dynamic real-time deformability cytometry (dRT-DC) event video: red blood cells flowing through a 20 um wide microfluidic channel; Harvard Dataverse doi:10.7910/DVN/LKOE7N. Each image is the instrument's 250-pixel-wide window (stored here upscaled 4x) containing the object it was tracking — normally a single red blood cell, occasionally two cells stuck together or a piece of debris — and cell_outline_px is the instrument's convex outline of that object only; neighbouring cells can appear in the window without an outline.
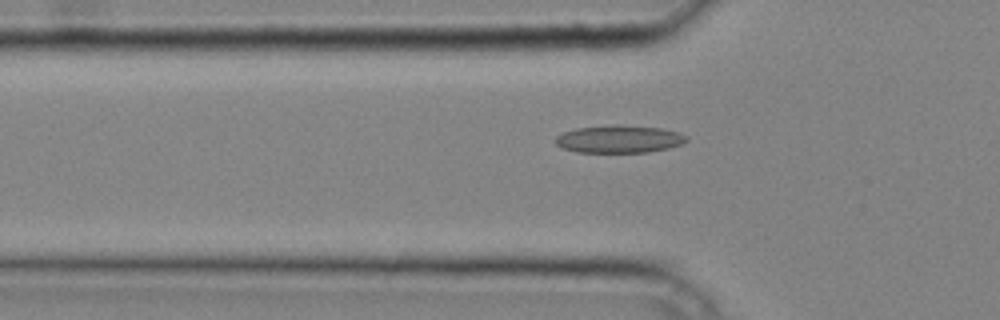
{"species": "common noctule bat (a hibernating species)", "species_latin": "Nyctalus noctula", "temperature_condition": "cold", "stored_images_in_passage": 29, "camera_frame_rate_fps": 3000, "um_per_image_px": 0.085, "animal": {"sex": "male", "body_mass_g": 20.4}, "frame": {"image": 1, "passage_image": 4, "time_ms": 1.0, "image_size_px": [1000, 320], "cell_outline_px": [[688, 140], [680, 144], [668, 148], [648, 152], [576, 152], [560, 148], [556, 144], [556, 136], [564, 132], [576, 128], [616, 124], [620, 124], [660, 128], [680, 132], [688, 136]], "centroid_in_image_um": [52.63, 11.81], "position_along_channel_um": 73.2, "area_um2": 21.21}}
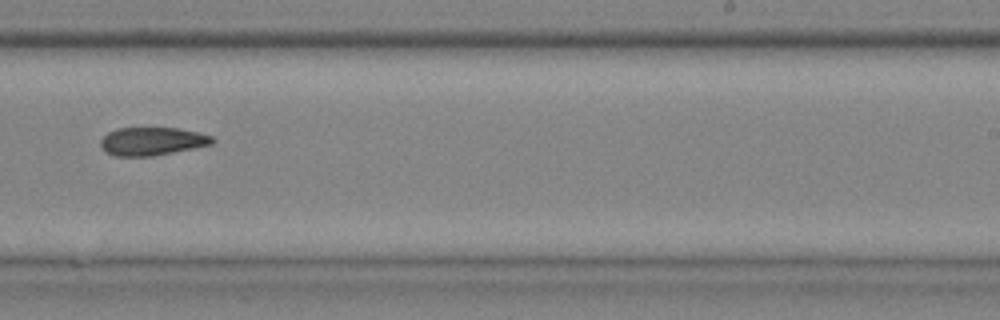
{"frame": {"image": 2, "passage_image": 17, "time_ms": 5.333, "image_size_px": [1000, 320], "cell_outline_px": [[216, 140], [212, 144], [152, 156], [112, 156], [104, 152], [100, 148], [100, 140], [108, 132], [116, 128], [176, 128], [196, 132], [212, 136]], "centroid_in_image_um": [12.86, 12.01], "position_along_channel_um": 276.1, "area_um2": 18.32}}
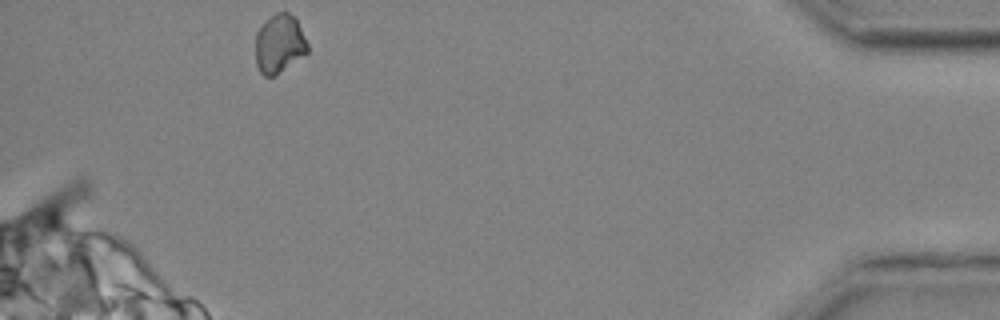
{"frame": {"image": 3, "passage_image": 29, "time_ms": 9.333, "image_size_px": [1000, 320], "cell_outline_px": [[308, 52], [272, 76], [264, 76], [260, 72], [256, 64], [256, 32], [276, 12], [288, 12], [296, 16], [308, 44]], "centroid_in_image_um": [23.76, 3.69], "position_along_channel_um": 411.4, "area_um2": 17.51}}